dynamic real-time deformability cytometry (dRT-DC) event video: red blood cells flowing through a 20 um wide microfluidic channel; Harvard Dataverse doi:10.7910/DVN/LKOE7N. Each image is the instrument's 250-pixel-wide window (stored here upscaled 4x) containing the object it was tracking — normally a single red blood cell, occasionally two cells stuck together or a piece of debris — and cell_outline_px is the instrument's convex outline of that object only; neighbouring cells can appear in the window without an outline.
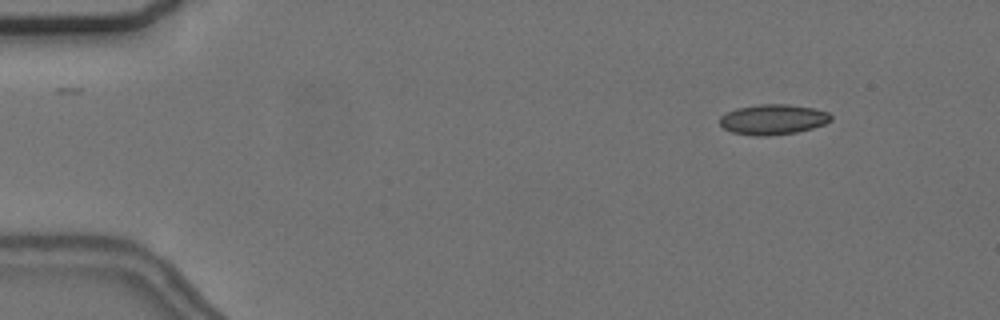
{"species": "common noctule bat (a hibernating species)", "species_latin": "Nyctalus noctula", "temperature_condition": "cold", "stored_images_in_passage": 5, "camera_frame_rate_fps": 3000, "um_per_image_px": 0.085, "animal": {"sex": "female", "body_mass_g": 24.6, "forearm_length_mm": 56.2}, "frame": {"image": 1, "passage_image": 1, "time_ms": 0.0, "image_size_px": [1000, 320], "cell_outline_px": [[832, 120], [824, 124], [812, 128], [796, 132], [768, 136], [756, 136], [732, 132], [724, 128], [720, 124], [720, 116], [736, 108], [760, 104], [788, 104], [812, 108], [828, 112], [832, 116]], "centroid_in_image_um": [65.71, 10.15], "position_along_channel_um": 19.3, "area_um2": 19.54}}